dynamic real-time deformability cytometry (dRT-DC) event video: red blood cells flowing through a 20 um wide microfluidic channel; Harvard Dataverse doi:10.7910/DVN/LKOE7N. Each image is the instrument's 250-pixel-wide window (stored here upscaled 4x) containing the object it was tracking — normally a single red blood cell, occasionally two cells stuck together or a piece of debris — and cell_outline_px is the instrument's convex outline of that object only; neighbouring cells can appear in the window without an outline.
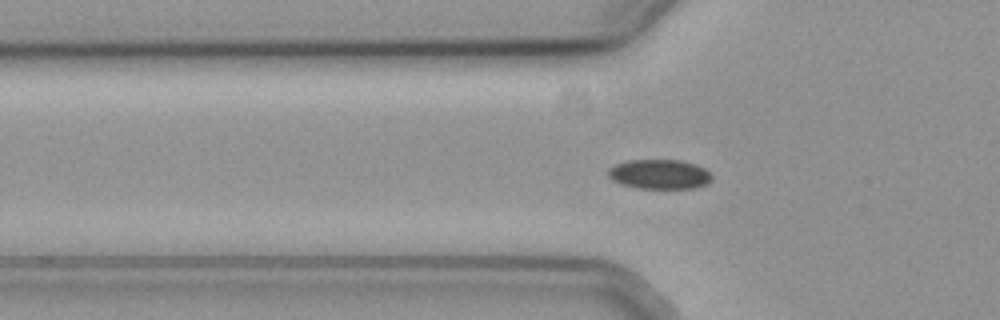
{"species": "common noctule bat (a hibernating species)", "species_latin": "Nyctalus noctula", "temperature_condition": "cold", "stored_images_in_passage": 43, "camera_frame_rate_fps": 3000, "um_per_image_px": 0.085, "animal": {"sex": "female", "body_mass_g": 19.3, "forearm_length_mm": 54.1}, "frame": {"image": 1, "passage_image": 6, "time_ms": 1.667, "image_size_px": [1000, 320], "cell_outline_px": [[712, 180], [708, 184], [696, 188], [636, 188], [620, 184], [612, 180], [608, 176], [608, 168], [616, 164], [628, 160], [680, 160], [696, 164], [704, 168], [712, 176]], "centroid_in_image_um": [56.06, 14.81], "position_along_channel_um": 69.7, "area_um2": 18.03}}
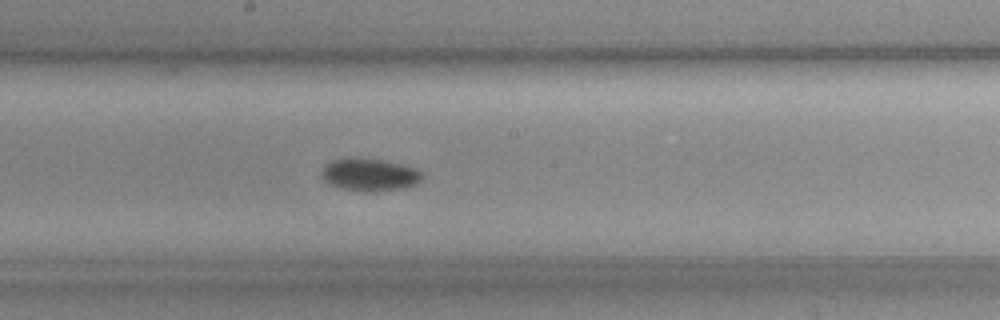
{"frame": {"image": 2, "passage_image": 18, "time_ms": 5.667, "image_size_px": [1000, 320], "cell_outline_px": [[424, 176], [416, 184], [404, 188], [376, 192], [364, 192], [340, 188], [328, 184], [320, 176], [320, 172], [324, 164], [332, 160], [348, 156], [360, 156], [400, 164], [416, 168]], "centroid_in_image_um": [31.34, 14.84], "position_along_channel_um": 216.9, "area_um2": 19.71}}
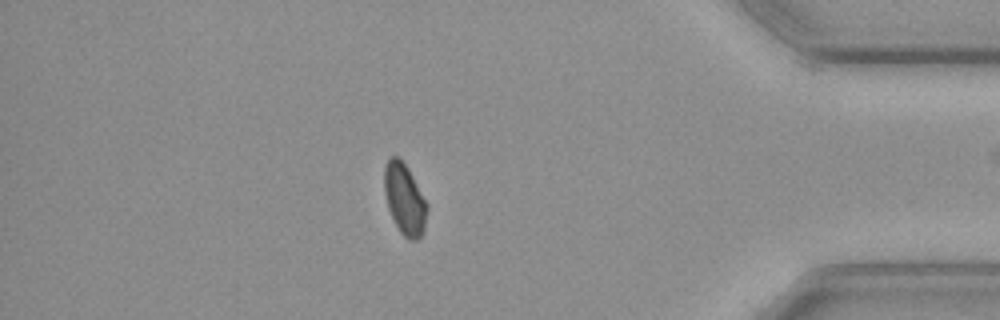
{"frame": {"image": 3, "passage_image": 36, "time_ms": 11.667, "image_size_px": [1000, 320], "cell_outline_px": [[428, 208], [424, 228], [420, 236], [416, 240], [408, 240], [400, 232], [388, 208], [384, 192], [384, 164], [388, 156], [396, 156], [408, 168], [428, 204]], "centroid_in_image_um": [34.38, 16.91], "position_along_channel_um": 400.8, "area_um2": 17.69}}